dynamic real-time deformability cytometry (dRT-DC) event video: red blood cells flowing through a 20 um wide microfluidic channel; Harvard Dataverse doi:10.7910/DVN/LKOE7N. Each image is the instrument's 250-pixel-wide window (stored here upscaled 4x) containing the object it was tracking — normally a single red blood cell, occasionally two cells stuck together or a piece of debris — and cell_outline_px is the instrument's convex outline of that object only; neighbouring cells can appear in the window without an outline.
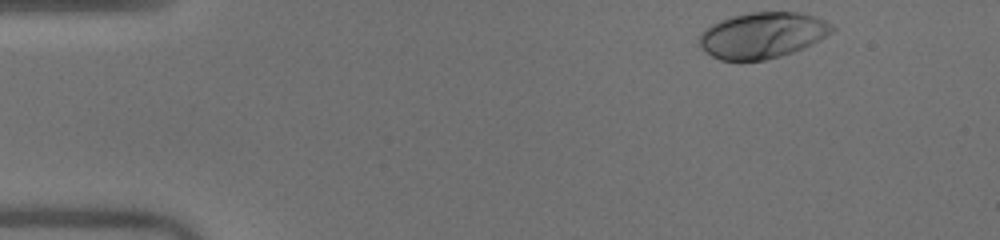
{"species": "human", "species_latin": "Homo sapiens", "temperature_condition": "warm", "stored_images_in_passage": 37, "camera_frame_rate_fps": 3000, "um_per_image_px": 0.085, "donor": {"sex": "male"}, "frame": {"image": 1, "passage_image": 1, "time_ms": 0.0, "image_size_px": [1000, 240], "cell_outline_px": [[836, 28], [832, 32], [792, 52], [780, 56], [764, 60], [720, 60], [712, 56], [700, 44], [700, 32], [704, 28], [720, 20], [732, 16], [748, 12], [796, 12], [816, 16], [832, 24]], "centroid_in_image_um": [64.78, 2.97], "position_along_channel_um": 20.2, "area_um2": 35.08}}
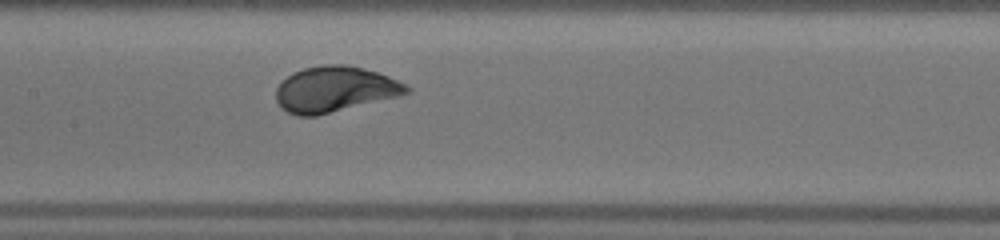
{"frame": {"image": 2, "passage_image": 20, "time_ms": 6.333, "image_size_px": [1000, 240], "cell_outline_px": [[412, 92], [316, 116], [296, 116], [280, 108], [276, 100], [276, 88], [280, 80], [292, 72], [304, 68], [324, 64], [344, 64], [376, 72], [388, 76], [408, 84], [412, 88]], "centroid_in_image_um": [28.41, 7.58], "position_along_channel_um": 179.0, "area_um2": 34.8}}
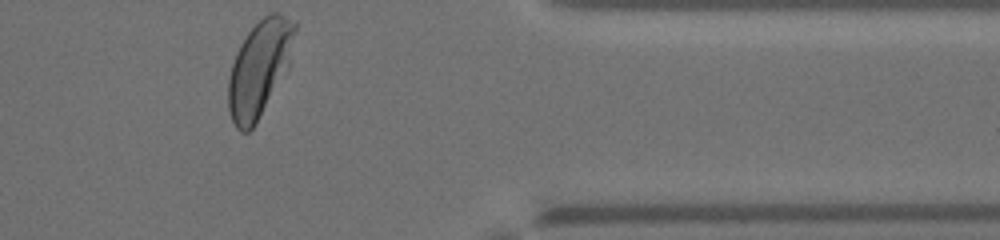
{"frame": {"image": 3, "passage_image": 37, "time_ms": 12.0, "image_size_px": [1000, 240], "cell_outline_px": [[296, 28], [288, 68], [256, 124], [248, 132], [240, 132], [236, 128], [232, 120], [228, 108], [228, 80], [232, 64], [236, 52], [240, 44], [248, 32], [268, 12], [276, 12], [284, 16], [296, 24]], "centroid_in_image_um": [22.03, 5.84], "position_along_channel_um": 389.4, "area_um2": 36.88}, "authors_computed_cell_mechanics": {"area_um2": 34.7956, "velocity_mm_per_s": 4.0354, "shape_relaxation_time_tau1_ms": 1.8613, "shape_relaxation_time_tau2_ms": null, "deformation_change_tau1": 0.1546, "deformation_change_tau2": null}}